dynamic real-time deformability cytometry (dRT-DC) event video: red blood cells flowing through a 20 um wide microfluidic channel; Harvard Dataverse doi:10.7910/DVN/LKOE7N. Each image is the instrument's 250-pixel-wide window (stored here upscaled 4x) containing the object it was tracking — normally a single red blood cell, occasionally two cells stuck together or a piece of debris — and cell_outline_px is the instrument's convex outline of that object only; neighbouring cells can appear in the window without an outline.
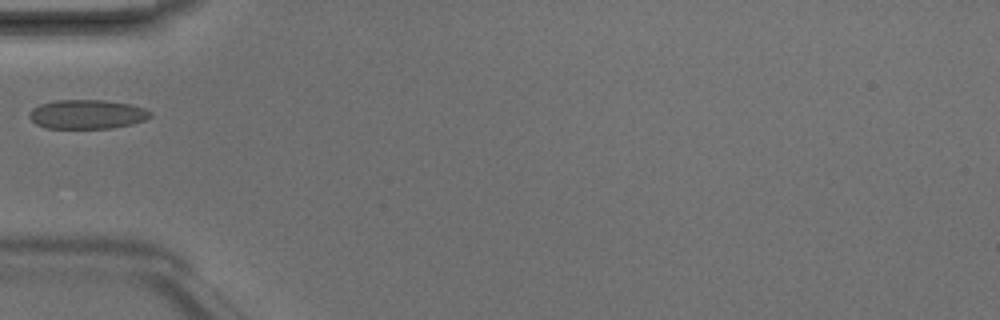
{"species": "Egyptian fruit bat (a non-hibernating species)", "species_latin": "Rousettus aegyptiacus", "temperature_condition": "room temperature", "stored_images_in_passage": 4, "camera_frame_rate_fps": 3000, "um_per_image_px": 0.085, "animal": {"sex": "male"}, "frame": {"image": 1, "passage_image": 4, "time_ms": 1.0, "image_size_px": [1000, 320], "cell_outline_px": [[152, 116], [144, 120], [132, 124], [112, 128], [44, 128], [36, 124], [28, 116], [28, 112], [32, 108], [40, 104], [56, 100], [104, 100], [128, 104], [144, 108], [152, 112]], "centroid_in_image_um": [7.38, 9.71], "position_along_channel_um": 77.6, "area_um2": 20.63}}